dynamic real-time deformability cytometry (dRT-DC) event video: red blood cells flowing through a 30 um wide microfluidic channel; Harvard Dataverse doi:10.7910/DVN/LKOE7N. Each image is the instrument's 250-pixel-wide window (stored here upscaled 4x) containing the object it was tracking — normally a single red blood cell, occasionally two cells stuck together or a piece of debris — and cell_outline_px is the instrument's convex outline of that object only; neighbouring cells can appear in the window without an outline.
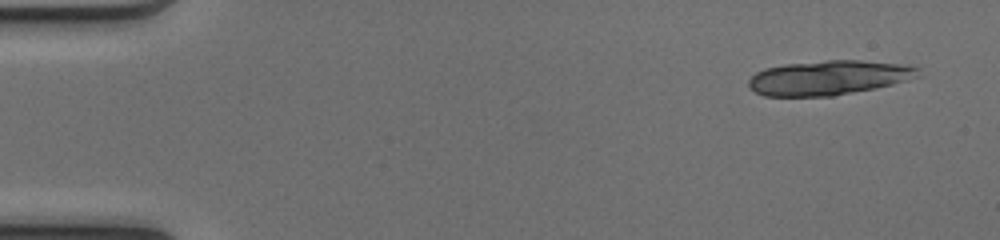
{"species": "common noctule bat (a hibernating species)", "species_latin": "Nyctalus noctula", "temperature_condition": "cold", "stored_images_in_passage": 18, "camera_frame_rate_fps": 3000, "um_per_image_px": 0.085, "animal": {"sex": "female", "body_mass_g": 17.0, "forearm_length_mm": 48.0}, "frame": {"image": 1, "passage_image": 3, "time_ms": 0.667, "image_size_px": [1000, 240], "cell_outline_px": [[924, 76], [876, 88], [832, 96], [764, 96], [756, 92], [748, 84], [748, 80], [756, 72], [764, 68], [784, 64], [828, 60], [860, 60], [900, 64], [920, 68]], "centroid_in_image_um": [70.48, 6.6], "position_along_channel_um": 14.5, "area_um2": 34.28}}